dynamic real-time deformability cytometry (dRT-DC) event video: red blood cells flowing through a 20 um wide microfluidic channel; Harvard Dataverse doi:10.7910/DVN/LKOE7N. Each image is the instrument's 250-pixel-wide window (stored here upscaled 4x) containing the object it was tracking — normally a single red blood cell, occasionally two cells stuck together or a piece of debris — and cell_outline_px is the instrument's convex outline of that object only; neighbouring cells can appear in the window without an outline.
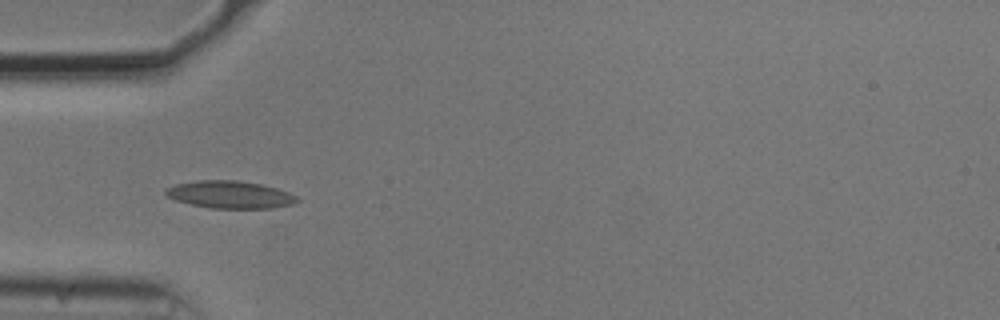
{"species": "common noctule bat (a hibernating species)", "species_latin": "Nyctalus noctula", "temperature_condition": "cold", "stored_images_in_passage": 41, "camera_frame_rate_fps": 3000, "um_per_image_px": 0.085, "animal": {"sex": "male", "body_mass_g": 20.5, "forearm_length_mm": 52.5}, "frame": {"image": 1, "passage_image": 3, "time_ms": 0.667, "image_size_px": [1000, 320], "cell_outline_px": [[300, 200], [292, 204], [272, 208], [208, 208], [176, 200], [168, 196], [164, 192], [168, 188], [176, 184], [196, 180], [236, 180], [260, 184], [276, 188], [288, 192], [296, 196]], "centroid_in_image_um": [19.56, 16.54], "position_along_channel_um": 65.4, "area_um2": 20.81}}
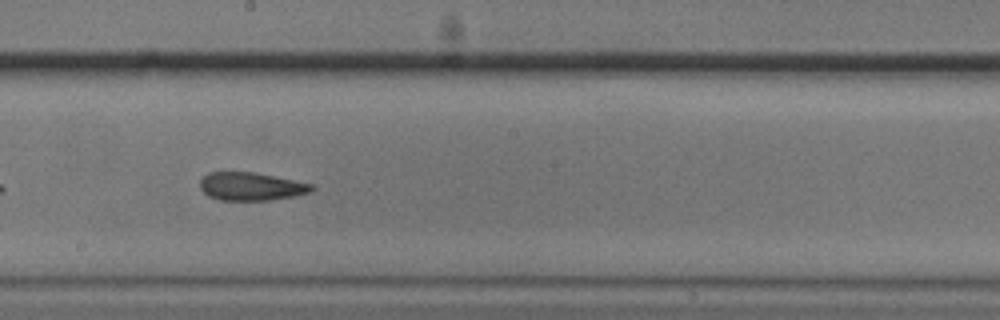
{"frame": {"image": 2, "passage_image": 16, "time_ms": 5.0, "image_size_px": [1000, 320], "cell_outline_px": [[316, 188], [312, 192], [296, 196], [272, 200], [220, 200], [208, 196], [200, 188], [200, 180], [208, 172], [256, 172], [316, 184]], "centroid_in_image_um": [21.42, 15.84], "position_along_channel_um": 226.8, "area_um2": 18.67}}
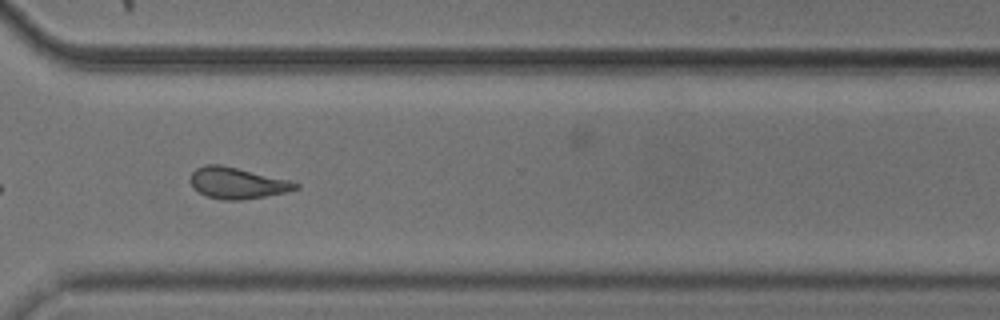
{"frame": {"image": 3, "passage_image": 26, "time_ms": 8.333, "image_size_px": [1000, 320], "cell_outline_px": [[300, 188], [288, 192], [240, 200], [224, 200], [204, 196], [192, 188], [188, 180], [192, 172], [196, 168], [204, 164], [220, 164], [288, 180], [300, 184]], "centroid_in_image_um": [20.1, 15.56], "position_along_channel_um": 350.5, "area_um2": 19.31}, "authors_computed_cell_mechanics": {"area_um2": 19.1318, "velocity_mm_per_s": 3.7231, "shape_relaxation_time_tau1_ms": null, "shape_relaxation_time_tau2_ms": 2.6684, "deformation_change_tau1": null, "deformation_change_tau2": 0.0939}}